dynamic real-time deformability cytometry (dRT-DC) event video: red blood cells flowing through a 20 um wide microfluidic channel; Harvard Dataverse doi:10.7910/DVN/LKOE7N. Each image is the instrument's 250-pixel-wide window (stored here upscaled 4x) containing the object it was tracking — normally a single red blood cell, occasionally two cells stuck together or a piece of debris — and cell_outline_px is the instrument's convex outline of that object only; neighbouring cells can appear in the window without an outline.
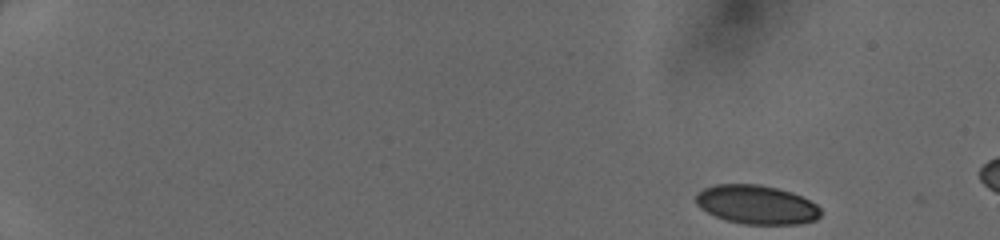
{"species": "human", "species_latin": "Homo sapiens", "temperature_condition": "cold", "stored_images_in_passage": 12, "camera_frame_rate_fps": 3000, "um_per_image_px": 0.085, "donor": {"sex": "female"}, "frame": {"image": 1, "passage_image": 1, "time_ms": 0.0, "image_size_px": [1000, 240], "cell_outline_px": [[820, 216], [816, 220], [800, 224], [744, 224], [724, 220], [700, 208], [696, 204], [696, 192], [704, 188], [716, 184], [760, 184], [792, 192], [816, 204], [820, 208]], "centroid_in_image_um": [64.29, 17.39], "position_along_channel_um": 20.7, "area_um2": 28.38}}